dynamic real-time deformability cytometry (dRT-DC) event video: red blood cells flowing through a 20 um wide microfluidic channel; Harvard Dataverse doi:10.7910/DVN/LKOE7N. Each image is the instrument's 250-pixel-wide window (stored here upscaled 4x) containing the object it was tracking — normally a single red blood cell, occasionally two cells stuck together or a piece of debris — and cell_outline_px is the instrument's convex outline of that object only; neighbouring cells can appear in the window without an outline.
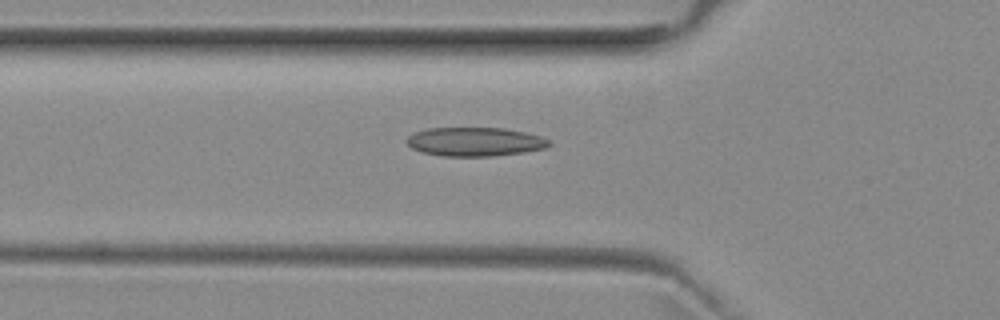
{"species": "common noctule bat (a hibernating species)", "species_latin": "Nyctalus noctula", "temperature_condition": "room temperature", "stored_images_in_passage": 33, "camera_frame_rate_fps": 3000, "um_per_image_px": 0.085, "animal": {"sex": "female", "body_mass_g": 29.2, "forearm_length_mm": 56.3}, "frame": {"image": 1, "passage_image": 2, "time_ms": 0.333, "image_size_px": [1000, 320], "cell_outline_px": [[552, 144], [544, 148], [524, 152], [492, 156], [440, 156], [420, 152], [412, 148], [404, 140], [412, 132], [428, 128], [504, 128], [524, 132], [540, 136], [548, 140]], "centroid_in_image_um": [40.31, 12.05], "position_along_channel_um": 85.5, "area_um2": 24.04}}
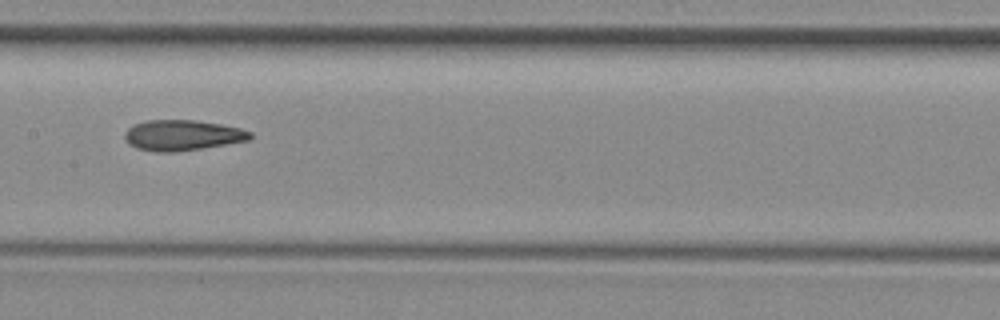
{"frame": {"image": 2, "passage_image": 10, "time_ms": 3.0, "image_size_px": [1000, 320], "cell_outline_px": [[252, 136], [248, 140], [176, 152], [156, 152], [136, 148], [124, 136], [124, 132], [132, 124], [148, 120], [196, 120], [220, 124], [240, 128], [252, 132]], "centroid_in_image_um": [15.48, 11.48], "position_along_channel_um": 191.9, "area_um2": 22.14}}
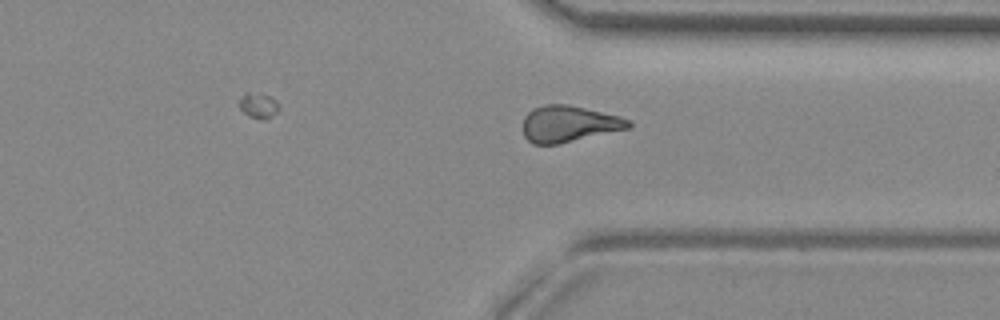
{"frame": {"image": 3, "passage_image": 23, "time_ms": 7.333, "image_size_px": [1000, 320], "cell_outline_px": [[632, 124], [628, 128], [560, 144], [532, 144], [524, 136], [524, 116], [532, 108], [544, 104], [568, 104], [620, 116], [628, 120]], "centroid_in_image_um": [48.32, 10.52], "position_along_channel_um": 363.1, "area_um2": 22.31}}